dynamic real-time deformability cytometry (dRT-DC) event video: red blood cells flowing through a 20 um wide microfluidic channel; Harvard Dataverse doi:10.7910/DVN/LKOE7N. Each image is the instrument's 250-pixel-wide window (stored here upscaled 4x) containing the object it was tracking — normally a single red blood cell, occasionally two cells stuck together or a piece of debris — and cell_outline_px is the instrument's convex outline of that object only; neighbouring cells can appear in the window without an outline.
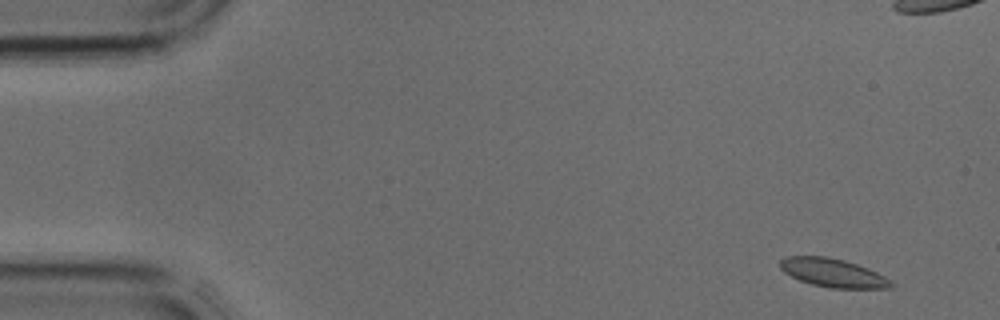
{"species": "common noctule bat (a hibernating species)", "species_latin": "Nyctalus noctula", "temperature_condition": "cold", "stored_images_in_passage": 5, "camera_frame_rate_fps": 3000, "um_per_image_px": 0.085, "animal": {"sex": "male", "body_mass_g": 17.9, "forearm_length_mm": 54.2}, "frame": {"image": 1, "passage_image": 1, "time_ms": 0.0, "image_size_px": [1000, 320], "cell_outline_px": [[896, 284], [892, 288], [832, 288], [812, 284], [800, 280], [784, 272], [780, 268], [780, 260], [784, 256], [828, 256], [844, 260], [868, 268], [892, 280]], "centroid_in_image_um": [70.82, 23.19], "position_along_channel_um": 14.2, "area_um2": 18.5}}